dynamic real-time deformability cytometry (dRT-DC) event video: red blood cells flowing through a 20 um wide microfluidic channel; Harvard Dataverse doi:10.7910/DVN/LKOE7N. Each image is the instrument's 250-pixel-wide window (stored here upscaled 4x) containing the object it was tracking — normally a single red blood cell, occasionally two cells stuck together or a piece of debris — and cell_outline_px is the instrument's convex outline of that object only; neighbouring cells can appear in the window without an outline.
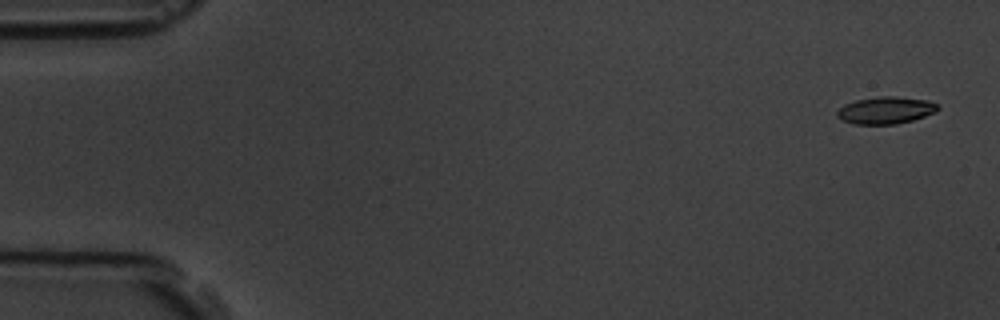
{"species": "common noctule bat (a hibernating species)", "species_latin": "Nyctalus noctula", "temperature_condition": "room temperature", "stored_images_in_passage": 5, "camera_frame_rate_fps": 3000, "um_per_image_px": 0.085, "animal": {"sex": "male", "body_mass_g": 19.5, "forearm_length_mm": 54.6}, "frame": {"image": 1, "passage_image": 1, "time_ms": 0.0, "image_size_px": [1000, 320], "cell_outline_px": [[940, 108], [936, 112], [912, 120], [896, 124], [852, 124], [836, 116], [836, 112], [844, 104], [856, 100], [880, 96], [896, 96], [928, 100], [936, 104]], "centroid_in_image_um": [75.28, 9.37], "position_along_channel_um": 9.7, "area_um2": 15.9}}
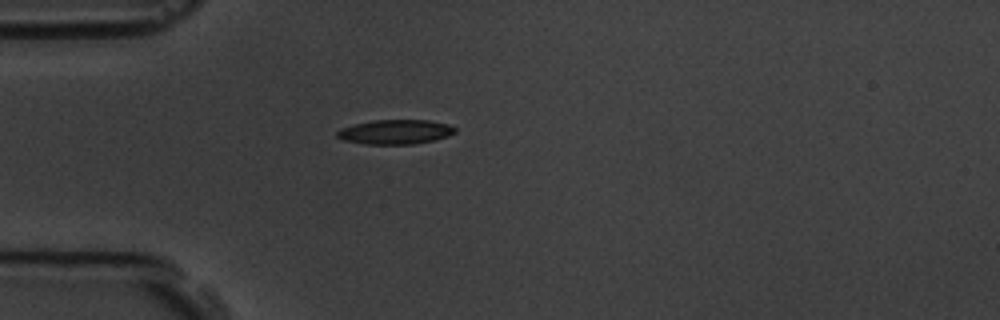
{"frame": {"image": 2, "passage_image": 5, "time_ms": 4.667, "image_size_px": [1000, 320], "cell_outline_px": [[456, 132], [448, 136], [432, 140], [412, 144], [364, 144], [344, 140], [336, 136], [336, 132], [340, 128], [352, 124], [372, 120], [428, 120], [448, 124], [456, 128]], "centroid_in_image_um": [33.57, 11.2], "position_along_channel_um": 51.4, "area_um2": 16.88}}